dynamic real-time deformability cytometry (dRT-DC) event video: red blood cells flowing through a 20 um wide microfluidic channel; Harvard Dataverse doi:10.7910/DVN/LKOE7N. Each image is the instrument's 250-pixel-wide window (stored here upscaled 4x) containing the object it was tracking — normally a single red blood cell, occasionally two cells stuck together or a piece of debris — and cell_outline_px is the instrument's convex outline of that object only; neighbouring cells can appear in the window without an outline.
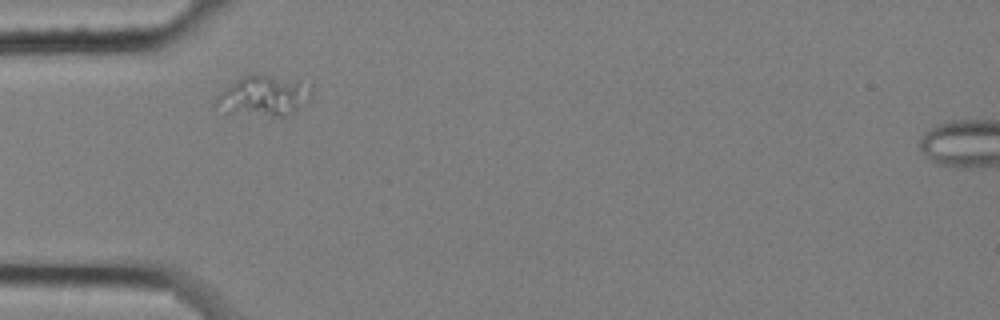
{"species": "common noctule bat (a hibernating species)", "species_latin": "Nyctalus noctula", "temperature_condition": "cold", "stored_images_in_passage": 1, "camera_frame_rate_fps": 3000, "um_per_image_px": 0.085, "animal": {"sex": "female", "body_mass_g": 25.1}, "frame": {"image": 1, "passage_image": 1, "time_ms": 0.0, "image_size_px": [1000, 320], "cell_outline_px": [[312, 92], [308, 104], [284, 116], [272, 120], [268, 120], [228, 112], [212, 104], [216, 96], [240, 76], [248, 72], [256, 72], [300, 80], [312, 84]], "centroid_in_image_um": [22.44, 8.16], "position_along_channel_um": 62.6, "area_um2": 24.1}}